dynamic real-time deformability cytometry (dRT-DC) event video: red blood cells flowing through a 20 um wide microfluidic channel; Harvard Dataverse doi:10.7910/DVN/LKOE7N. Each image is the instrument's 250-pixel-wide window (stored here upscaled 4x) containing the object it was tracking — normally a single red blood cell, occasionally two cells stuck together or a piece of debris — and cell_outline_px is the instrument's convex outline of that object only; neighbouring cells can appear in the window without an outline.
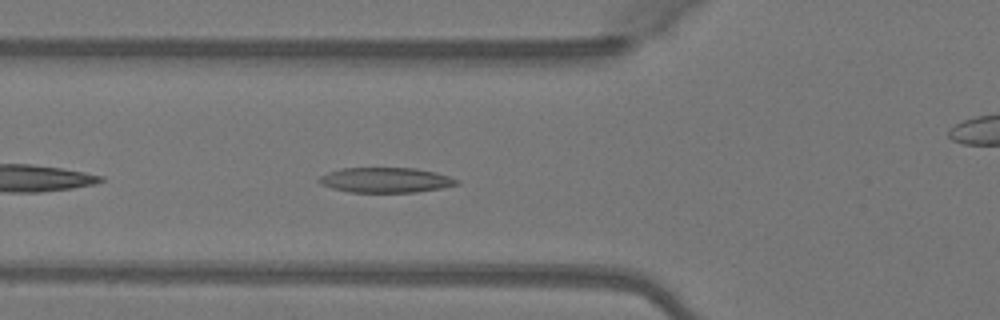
{"species": "Egyptian fruit bat (a non-hibernating species)", "species_latin": "Rousettus aegyptiacus", "temperature_condition": "warm", "stored_images_in_passage": 35, "camera_frame_rate_fps": 3000, "um_per_image_px": 0.085, "animal": {"sex": "female"}, "frame": {"image": 1, "passage_image": 4, "time_ms": 1.0, "image_size_px": [1000, 320], "cell_outline_px": [[460, 184], [440, 188], [416, 192], [348, 192], [332, 188], [320, 184], [316, 180], [320, 176], [328, 172], [340, 168], [416, 168], [436, 172], [460, 180]], "centroid_in_image_um": [32.77, 15.3], "position_along_channel_um": 93.0, "area_um2": 20.23}}
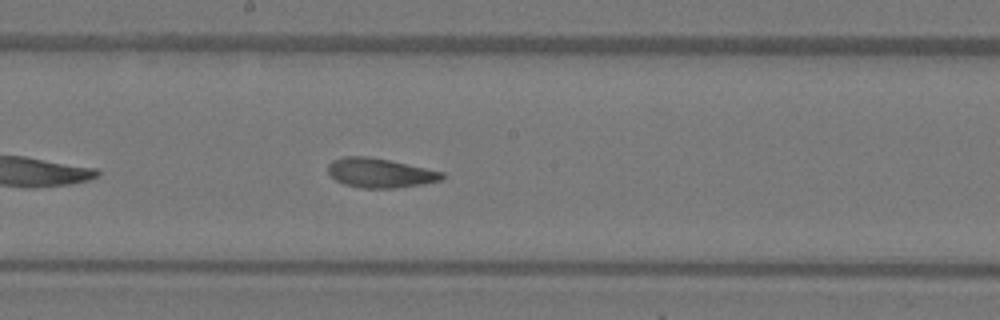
{"frame": {"image": 2, "passage_image": 13, "time_ms": 4.0, "image_size_px": [1000, 320], "cell_outline_px": [[444, 176], [440, 180], [424, 184], [396, 188], [360, 188], [344, 184], [336, 180], [328, 172], [328, 164], [332, 160], [344, 156], [368, 156], [388, 160], [444, 172]], "centroid_in_image_um": [32.28, 14.7], "position_along_channel_um": 215.9, "area_um2": 19.48}}
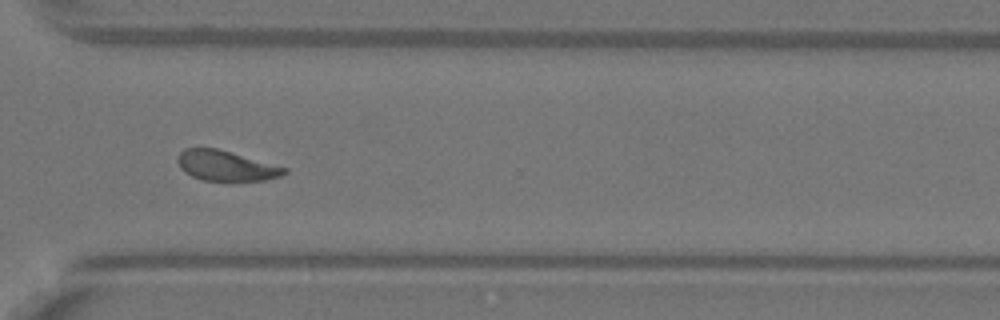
{"frame": {"image": 3, "passage_image": 23, "time_ms": 7.333, "image_size_px": [1000, 320], "cell_outline_px": [[288, 172], [280, 176], [264, 180], [204, 180], [192, 176], [184, 172], [180, 168], [176, 160], [180, 152], [184, 148], [216, 148], [288, 168]], "centroid_in_image_um": [19.18, 14.08], "position_along_channel_um": 351.4, "area_um2": 18.55}, "authors_computed_cell_mechanics": {"area_um2": 19.5942, "velocity_mm_per_s": 4.0838, "shape_relaxation_time_tau1_ms": 3.4558, "shape_relaxation_time_tau2_ms": 2.1723, "deformation_change_tau1": 0.1498, "deformation_change_tau2": 0.0836}}